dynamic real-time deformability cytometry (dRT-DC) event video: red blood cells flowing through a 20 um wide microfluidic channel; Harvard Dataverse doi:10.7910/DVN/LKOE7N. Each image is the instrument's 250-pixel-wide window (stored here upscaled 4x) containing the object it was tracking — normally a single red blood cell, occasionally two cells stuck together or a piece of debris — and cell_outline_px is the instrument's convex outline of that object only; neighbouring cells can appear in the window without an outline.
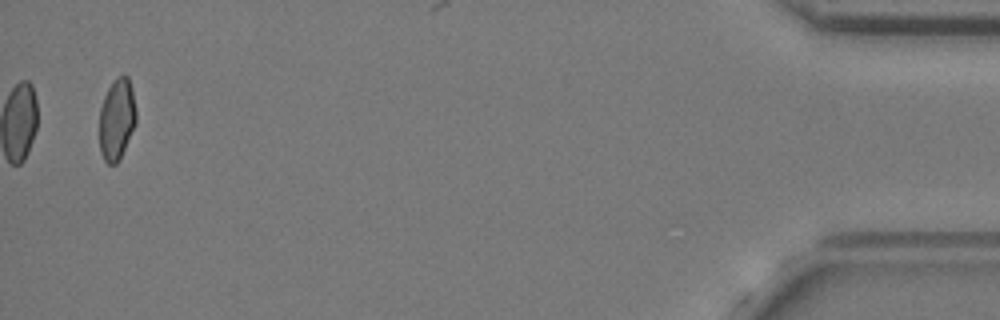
{"species": "common noctule bat (a hibernating species)", "species_latin": "Nyctalus noctula", "temperature_condition": "cold", "stored_images_in_passage": 37, "camera_frame_rate_fps": 3000, "um_per_image_px": 0.085, "animal": {"sex": "female", "body_mass_g": 24.6, "forearm_length_mm": 56.2}, "frame": {"image": 1, "passage_image": 37, "time_ms": 12.0, "image_size_px": [1000, 320], "cell_outline_px": [[136, 124], [120, 160], [116, 164], [108, 164], [104, 160], [100, 152], [100, 108], [104, 96], [108, 88], [116, 76], [124, 72], [128, 76], [132, 88], [136, 112]], "centroid_in_image_um": [9.94, 10.12], "position_along_channel_um": 425.3, "area_um2": 17.74}, "authors_computed_cell_mechanics": {"area_um2": 18.3804, "velocity_mm_per_s": 3.6458, "shape_relaxation_time_tau1_ms": 6.4013, "shape_relaxation_time_tau2_ms": 2.0502, "deformation_change_tau1": 0.1052, "deformation_change_tau2": 0.0527}}